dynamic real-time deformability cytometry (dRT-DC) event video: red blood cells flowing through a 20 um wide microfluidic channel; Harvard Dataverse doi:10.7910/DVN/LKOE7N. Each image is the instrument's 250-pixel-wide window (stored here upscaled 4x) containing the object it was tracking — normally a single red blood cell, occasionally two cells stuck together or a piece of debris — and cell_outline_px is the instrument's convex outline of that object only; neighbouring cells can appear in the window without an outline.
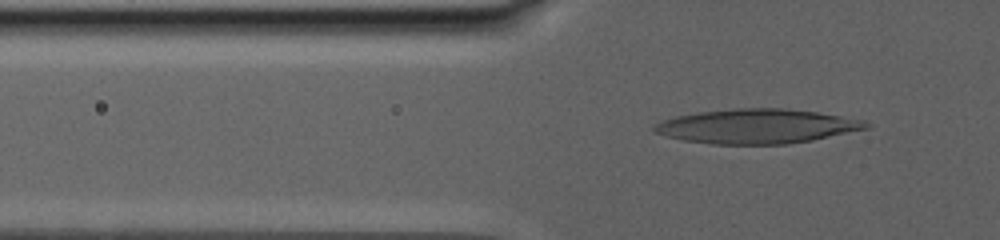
{"species": "human", "species_latin": "Homo sapiens", "temperature_condition": "warm", "stored_images_in_passage": 62, "camera_frame_rate_fps": 3000, "um_per_image_px": 0.085, "donor": {"sex": "male"}, "frame": {"image": 1, "passage_image": 6, "time_ms": 1.0, "image_size_px": [1000, 240], "cell_outline_px": [[872, 124], [868, 128], [812, 140], [784, 144], [712, 144], [684, 140], [668, 136], [656, 132], [652, 128], [656, 124], [664, 120], [676, 116], [700, 112], [732, 108], [788, 108], [816, 112], [864, 120]], "centroid_in_image_um": [64.36, 10.72], "position_along_channel_um": 61.4, "area_um2": 42.19}}
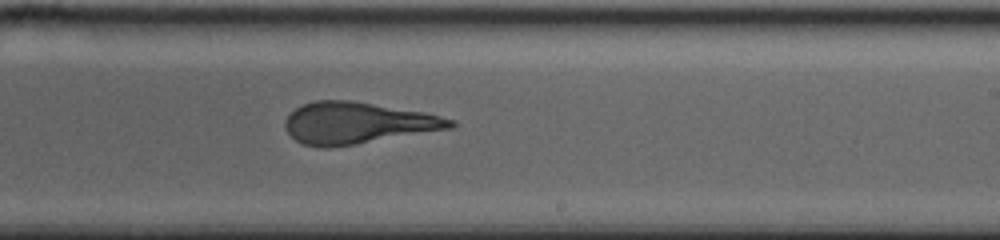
{"frame": {"image": 2, "passage_image": 36, "time_ms": 9.333, "image_size_px": [1000, 240], "cell_outline_px": [[456, 124], [452, 128], [332, 148], [316, 148], [304, 144], [296, 140], [284, 128], [284, 120], [296, 108], [304, 104], [316, 100], [348, 100], [424, 112], [456, 120]], "centroid_in_image_um": [30.36, 10.47], "position_along_channel_um": 258.6, "area_um2": 39.88}}
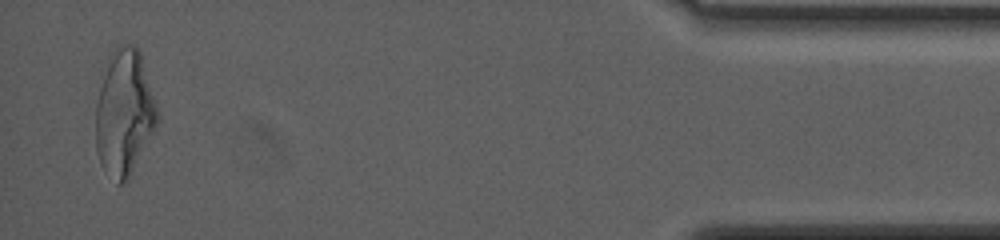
{"frame": {"image": 3, "passage_image": 61, "time_ms": 18.333, "image_size_px": [1000, 240], "cell_outline_px": [[160, 120], [156, 128], [128, 180], [124, 184], [116, 184], [100, 164], [96, 152], [96, 104], [108, 56], [112, 48], [116, 44], [132, 44], [140, 52], [160, 116]], "centroid_in_image_um": [10.57, 9.6], "position_along_channel_um": 424.6, "area_um2": 45.55}, "authors_computed_cell_mechanics": {"area_um2": 41.038, "velocity_mm_per_s": 2.5525, "shape_relaxation_time_tau1_ms": null, "shape_relaxation_time_tau2_ms": 2.2294, "deformation_change_tau1": null, "deformation_change_tau2": 0.1313}}